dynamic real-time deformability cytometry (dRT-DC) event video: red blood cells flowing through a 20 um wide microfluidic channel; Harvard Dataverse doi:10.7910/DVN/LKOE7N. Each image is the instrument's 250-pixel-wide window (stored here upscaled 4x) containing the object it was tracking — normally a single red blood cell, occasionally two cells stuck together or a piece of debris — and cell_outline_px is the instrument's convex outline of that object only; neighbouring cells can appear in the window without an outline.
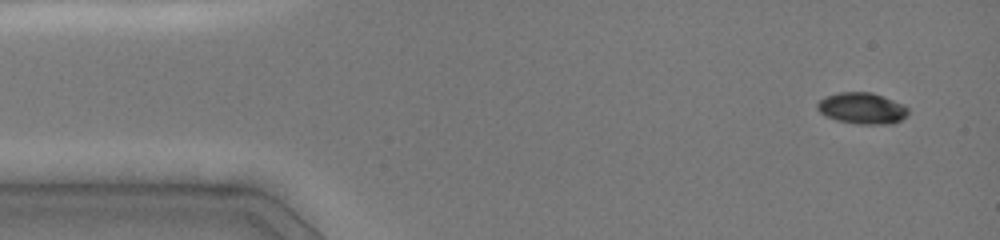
{"species": "common noctule bat (a hibernating species)", "species_latin": "Nyctalus noctula", "temperature_condition": "cold", "stored_images_in_passage": 6, "camera_frame_rate_fps": 3000, "um_per_image_px": 0.085, "animal": {"sex": "female", "body_mass_g": 19.0, "forearm_length_mm": 51.5}, "frame": {"image": 1, "passage_image": 1, "time_ms": 0.0, "image_size_px": [1000, 240], "cell_outline_px": [[908, 112], [900, 120], [892, 124], [856, 124], [836, 120], [824, 116], [816, 108], [816, 104], [824, 96], [840, 92], [872, 92], [904, 104], [908, 108]], "centroid_in_image_um": [73.24, 9.2], "position_along_channel_um": 11.8, "area_um2": 16.7}}
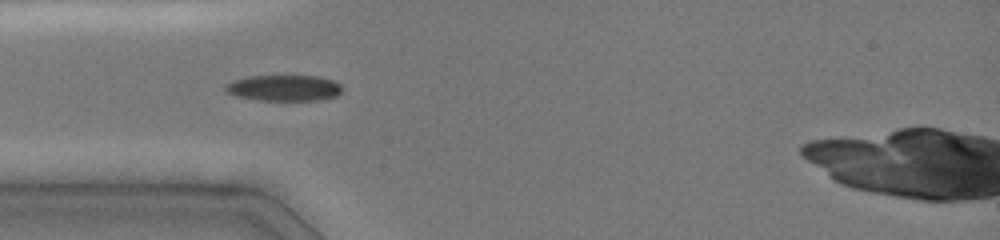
{"frame": {"image": 2, "passage_image": 5, "time_ms": 3.667, "image_size_px": [1000, 240], "cell_outline_px": [[344, 88], [336, 96], [316, 100], [256, 100], [236, 96], [228, 92], [224, 88], [224, 84], [232, 80], [248, 76], [320, 76], [332, 80], [340, 84]], "centroid_in_image_um": [24.12, 7.47], "position_along_channel_um": 60.9, "area_um2": 17.74}}